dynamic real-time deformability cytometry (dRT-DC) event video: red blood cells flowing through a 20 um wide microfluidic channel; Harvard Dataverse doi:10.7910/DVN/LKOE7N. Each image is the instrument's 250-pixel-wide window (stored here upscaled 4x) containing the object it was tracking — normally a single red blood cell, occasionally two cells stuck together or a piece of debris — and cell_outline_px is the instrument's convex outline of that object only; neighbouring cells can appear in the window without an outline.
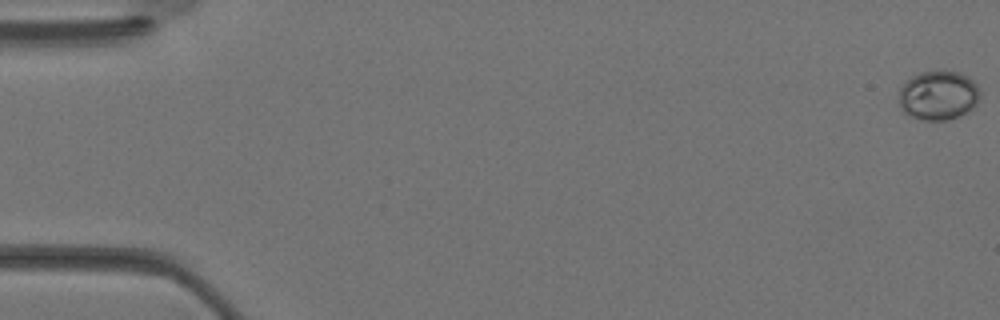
{"species": "Egyptian fruit bat (a non-hibernating species)", "species_latin": "Rousettus aegyptiacus", "temperature_condition": "warm", "stored_images_in_passage": 32, "camera_frame_rate_fps": 3000, "um_per_image_px": 0.085, "animal": {"sex": "female"}, "frame": {"image": 1, "passage_image": 1, "time_ms": 0.0, "image_size_px": [1000, 320], "cell_outline_px": [[980, 100], [968, 112], [960, 116], [948, 120], [920, 120], [908, 116], [900, 108], [896, 100], [900, 88], [912, 76], [920, 72], [940, 68], [956, 72], [968, 76], [976, 84], [980, 92]], "centroid_in_image_um": [79.73, 8.1], "position_along_channel_um": 5.3, "area_um2": 24.1}}
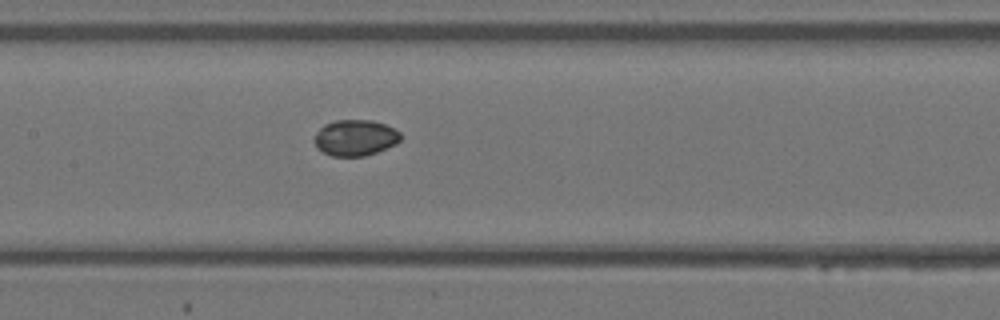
{"frame": {"image": 2, "passage_image": 18, "time_ms": 5.667, "image_size_px": [1000, 320], "cell_outline_px": [[400, 140], [396, 144], [376, 152], [364, 156], [332, 156], [316, 148], [312, 140], [316, 132], [324, 124], [336, 120], [372, 120], [384, 124], [400, 132]], "centroid_in_image_um": [30.15, 11.71], "position_along_channel_um": 177.2, "area_um2": 18.15}}
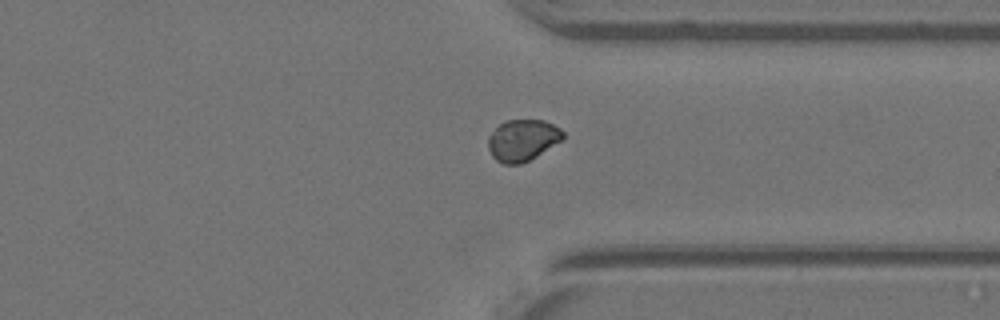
{"frame": {"image": 3, "passage_image": 28, "time_ms": 9.0, "image_size_px": [1000, 320], "cell_outline_px": [[564, 136], [560, 140], [536, 156], [520, 164], [504, 164], [496, 160], [492, 156], [488, 148], [488, 136], [504, 120], [544, 120], [560, 128], [564, 132]], "centroid_in_image_um": [44.39, 11.91], "position_along_channel_um": 367.0, "area_um2": 17.86}}